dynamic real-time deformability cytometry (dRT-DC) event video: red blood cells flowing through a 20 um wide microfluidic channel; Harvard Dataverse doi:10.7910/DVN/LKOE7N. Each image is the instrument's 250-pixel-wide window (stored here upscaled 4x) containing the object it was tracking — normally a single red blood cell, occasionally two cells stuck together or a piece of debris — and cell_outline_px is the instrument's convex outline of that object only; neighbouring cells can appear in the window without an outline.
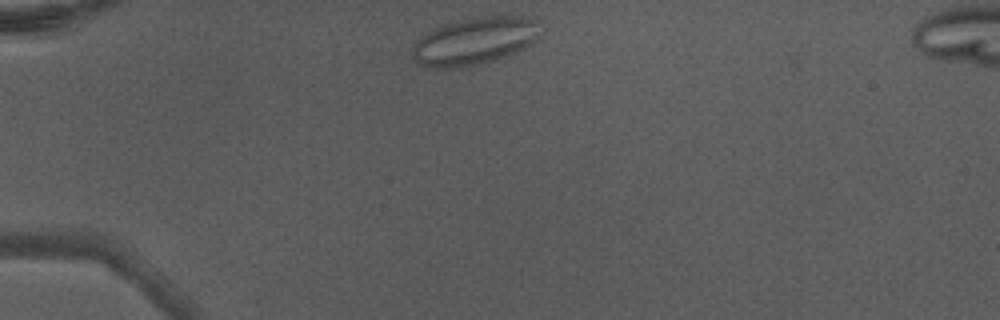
{"species": "Egyptian fruit bat (a non-hibernating species)", "species_latin": "Rousettus aegyptiacus", "temperature_condition": "warm", "stored_images_in_passage": 36, "camera_frame_rate_fps": 3000, "um_per_image_px": 0.085, "animal": {"sex": "male"}, "frame": {"image": 1, "passage_image": 1, "time_ms": 0.0, "image_size_px": [1000, 320], "cell_outline_px": [[540, 20], [536, 40], [524, 48], [516, 52], [504, 56], [488, 60], [448, 68], [432, 68], [420, 64], [412, 56], [412, 48], [416, 40], [424, 32], [432, 28], [460, 20], [476, 16], [532, 16]], "centroid_in_image_um": [40.33, 3.44], "position_along_channel_um": 44.7, "area_um2": 34.97}, "authors_computed_cell_mechanics": {"area_um2": 24.7384, "velocity_mm_per_s": 4.3185, "shape_relaxation_time_tau1_ms": null, "shape_relaxation_time_tau2_ms": 0.6458, "deformation_change_tau1": null, "deformation_change_tau2": 0.0593}}